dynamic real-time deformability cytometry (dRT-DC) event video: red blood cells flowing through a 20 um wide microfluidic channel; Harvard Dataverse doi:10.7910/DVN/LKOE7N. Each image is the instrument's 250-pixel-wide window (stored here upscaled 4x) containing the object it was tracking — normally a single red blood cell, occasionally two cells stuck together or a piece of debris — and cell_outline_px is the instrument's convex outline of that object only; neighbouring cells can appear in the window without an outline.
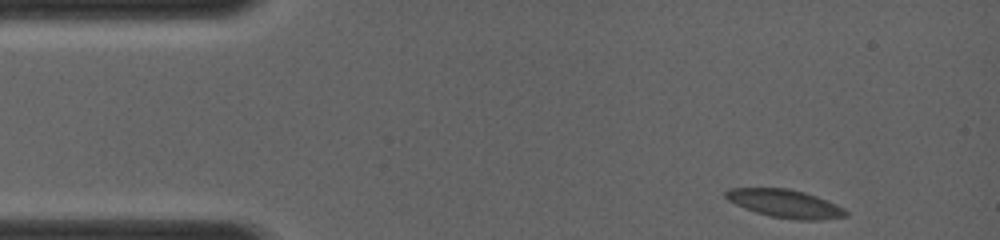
{"species": "common noctule bat (a hibernating species)", "species_latin": "Nyctalus noctula", "temperature_condition": "room temperature", "stored_images_in_passage": 3, "camera_frame_rate_fps": 4000, "um_per_image_px": 0.085, "animal": {"sex": "female", "body_mass_g": 19.0, "forearm_length_mm": 56.7}, "frame": {"image": 1, "passage_image": 1, "time_ms": 0.0, "image_size_px": [1000, 240], "cell_outline_px": [[848, 216], [820, 220], [796, 220], [772, 216], [756, 212], [744, 208], [728, 200], [724, 196], [724, 192], [728, 188], [788, 188], [804, 192], [828, 200], [844, 208], [848, 212]], "centroid_in_image_um": [66.74, 17.3], "position_along_channel_um": 18.3, "area_um2": 19.71}}
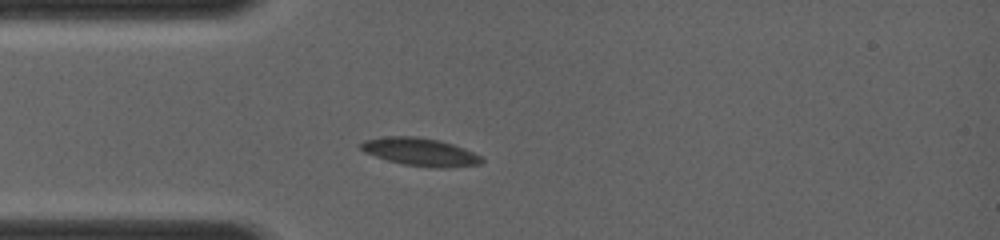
{"frame": {"image": 2, "passage_image": 3, "time_ms": 2.25, "image_size_px": [1000, 240], "cell_outline_px": [[484, 160], [480, 164], [452, 168], [436, 168], [404, 164], [388, 160], [364, 152], [356, 144], [364, 140], [384, 136], [416, 136], [440, 140], [464, 148], [480, 156]], "centroid_in_image_um": [35.7, 12.91], "position_along_channel_um": 49.3, "area_um2": 19.77}}